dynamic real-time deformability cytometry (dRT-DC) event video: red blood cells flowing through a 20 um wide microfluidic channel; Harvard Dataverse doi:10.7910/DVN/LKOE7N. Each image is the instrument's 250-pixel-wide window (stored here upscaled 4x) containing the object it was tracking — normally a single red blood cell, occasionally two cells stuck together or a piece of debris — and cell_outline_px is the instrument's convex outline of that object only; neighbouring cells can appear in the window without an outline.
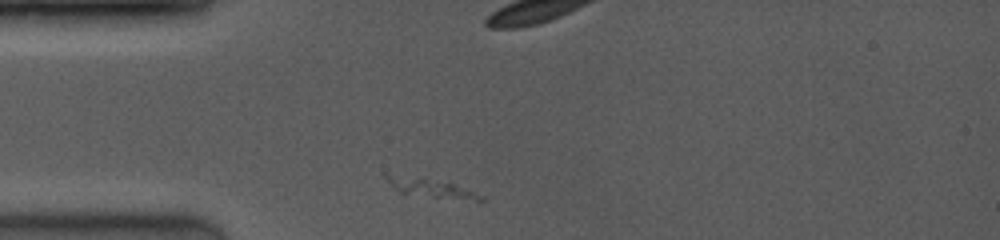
{"species": "common noctule bat (a hibernating species)", "species_latin": "Nyctalus noctula", "temperature_condition": "room temperature", "stored_images_in_passage": 31, "segment_of_instrument_passage": [1, 2], "camera_frame_rate_fps": 4000, "um_per_image_px": 0.085, "animal": {"sex": "female", "body_mass_g": 19.0, "forearm_length_mm": 53.3}, "frame": {"image": 1, "passage_image": 1, "time_ms": 0.0, "image_size_px": [1000, 240], "cell_outline_px": [[484, 200], [480, 204], [400, 192], [384, 176], [384, 172], [452, 184], [484, 196]], "centroid_in_image_um": [36.78, 16.05], "position_along_channel_um": 48.2, "area_um2": 10.17}}
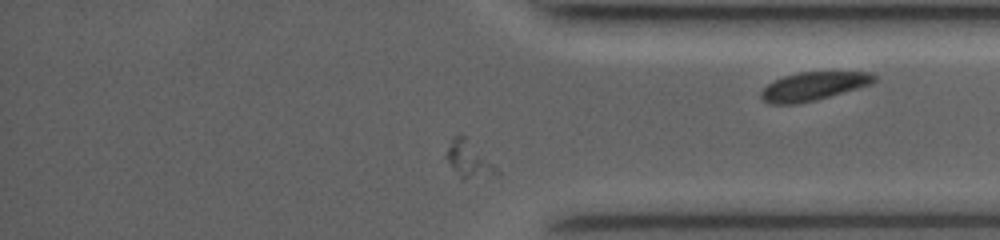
{"frame": {"image": 2, "passage_image": 28, "time_ms": 9.0, "image_size_px": [1000, 240], "cell_outline_px": [[500, 176], [460, 176], [452, 168], [444, 156], [452, 136], [460, 132], [500, 172]], "centroid_in_image_um": [39.79, 13.49], "position_along_channel_um": 395.4, "area_um2": 10.06}}